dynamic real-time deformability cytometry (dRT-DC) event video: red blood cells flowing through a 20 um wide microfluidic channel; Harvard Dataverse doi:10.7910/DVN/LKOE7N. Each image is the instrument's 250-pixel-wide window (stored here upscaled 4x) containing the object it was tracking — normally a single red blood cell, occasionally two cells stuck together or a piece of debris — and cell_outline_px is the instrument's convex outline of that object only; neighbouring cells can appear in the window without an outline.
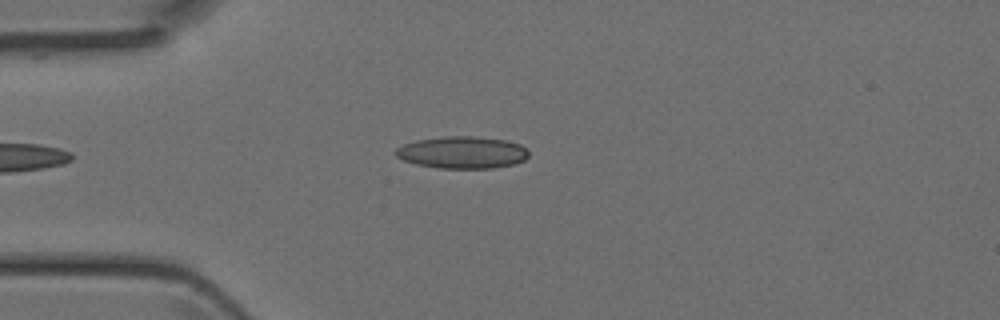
{"species": "Egyptian fruit bat (a non-hibernating species)", "species_latin": "Rousettus aegyptiacus", "temperature_condition": "room temperature", "stored_images_in_passage": 2, "camera_frame_rate_fps": 3000, "um_per_image_px": 0.085, "animal": {"sex": "female"}, "frame": {"image": 1, "passage_image": 2, "time_ms": 0.333, "image_size_px": [1000, 320], "cell_outline_px": [[528, 156], [524, 160], [516, 164], [492, 168], [436, 168], [416, 164], [404, 160], [396, 156], [392, 152], [396, 148], [404, 144], [416, 140], [444, 136], [472, 136], [504, 140], [520, 144], [528, 148]], "centroid_in_image_um": [39.29, 12.96], "position_along_channel_um": 45.7, "area_um2": 25.03}}